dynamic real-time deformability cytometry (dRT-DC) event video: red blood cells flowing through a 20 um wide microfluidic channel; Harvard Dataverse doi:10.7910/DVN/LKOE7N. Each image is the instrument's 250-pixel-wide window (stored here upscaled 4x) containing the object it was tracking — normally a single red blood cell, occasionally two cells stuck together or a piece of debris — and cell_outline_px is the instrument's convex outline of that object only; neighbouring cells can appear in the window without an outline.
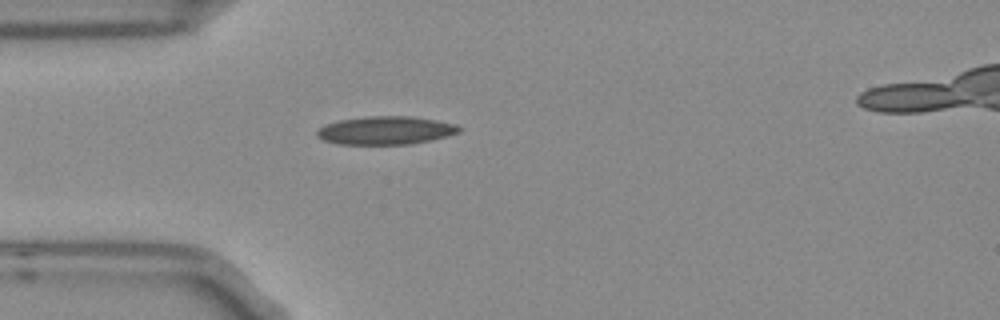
{"species": "Egyptian fruit bat (a non-hibernating species)", "species_latin": "Rousettus aegyptiacus", "temperature_condition": "room temperature", "stored_images_in_passage": 1, "camera_frame_rate_fps": 3000, "um_per_image_px": 0.085, "frame": {"image": 1, "passage_image": 1, "time_ms": 0.0, "image_size_px": [1000, 320], "cell_outline_px": [[460, 132], [432, 140], [412, 144], [340, 144], [324, 140], [316, 136], [316, 132], [324, 124], [340, 120], [364, 116], [412, 116], [436, 120], [456, 124], [460, 128]], "centroid_in_image_um": [32.78, 11.08], "position_along_channel_um": 52.2, "area_um2": 23.41}}